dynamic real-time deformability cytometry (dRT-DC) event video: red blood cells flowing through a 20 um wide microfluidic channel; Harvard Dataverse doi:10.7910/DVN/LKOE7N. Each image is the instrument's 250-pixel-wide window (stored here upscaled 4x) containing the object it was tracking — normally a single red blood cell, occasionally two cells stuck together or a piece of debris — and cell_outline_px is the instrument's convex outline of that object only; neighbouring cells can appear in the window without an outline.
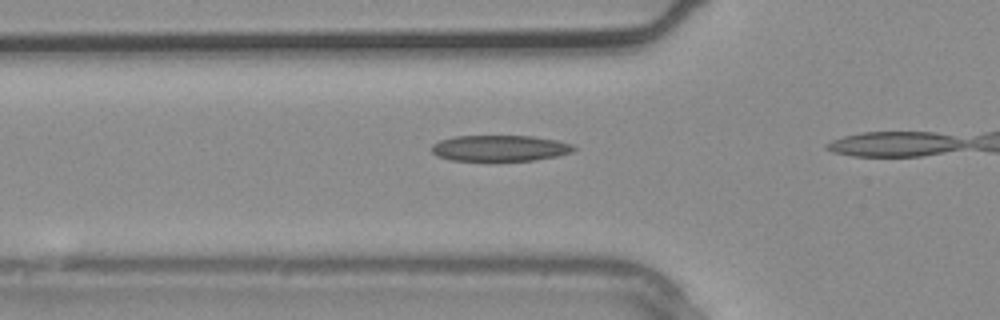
{"species": "common noctule bat (a hibernating species)", "species_latin": "Nyctalus noctula", "temperature_condition": "warm", "stored_images_in_passage": 4, "camera_frame_rate_fps": 3000, "um_per_image_px": 0.085, "animal": {"sex": "male", "body_mass_g": 20.4}, "frame": {"image": 1, "passage_image": 3, "time_ms": 0.667, "image_size_px": [1000, 320], "cell_outline_px": [[576, 148], [572, 152], [556, 156], [532, 160], [488, 164], [452, 160], [436, 156], [432, 152], [432, 144], [440, 140], [456, 136], [532, 136], [556, 140], [572, 144]], "centroid_in_image_um": [42.44, 12.64], "position_along_channel_um": 83.4, "area_um2": 22.48}}